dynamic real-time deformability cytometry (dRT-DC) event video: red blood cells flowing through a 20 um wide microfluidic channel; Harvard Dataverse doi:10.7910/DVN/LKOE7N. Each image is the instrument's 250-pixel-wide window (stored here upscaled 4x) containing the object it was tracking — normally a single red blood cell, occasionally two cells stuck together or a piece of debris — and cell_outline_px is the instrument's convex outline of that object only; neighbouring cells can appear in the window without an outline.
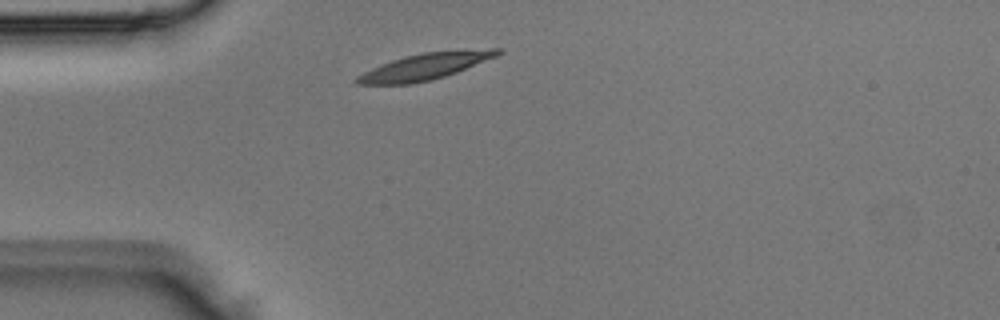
{"species": "Egyptian fruit bat (a non-hibernating species)", "species_latin": "Rousettus aegyptiacus", "temperature_condition": "room temperature", "stored_images_in_passage": 1, "camera_frame_rate_fps": 3000, "um_per_image_px": 0.085, "animal": {"sex": "male"}, "frame": {"image": 1, "passage_image": 1, "time_ms": 0.0, "image_size_px": [1000, 320], "cell_outline_px": [[504, 52], [496, 56], [456, 72], [444, 76], [428, 80], [408, 84], [356, 84], [352, 80], [356, 76], [380, 64], [404, 56], [424, 52], [488, 48], [500, 48]], "centroid_in_image_um": [36.11, 5.64], "position_along_channel_um": 48.9, "area_um2": 21.5}}